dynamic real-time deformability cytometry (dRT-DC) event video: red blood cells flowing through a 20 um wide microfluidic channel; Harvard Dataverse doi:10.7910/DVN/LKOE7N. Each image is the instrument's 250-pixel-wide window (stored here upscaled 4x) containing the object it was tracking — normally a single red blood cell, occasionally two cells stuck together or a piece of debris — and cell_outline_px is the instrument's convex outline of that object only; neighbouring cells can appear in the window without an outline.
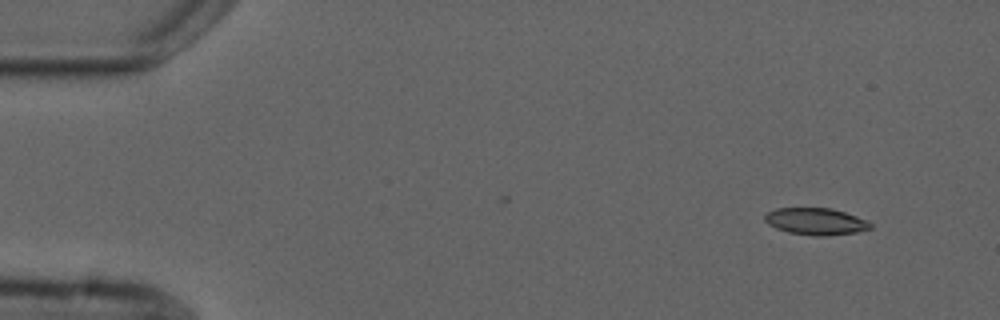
{"species": "common noctule bat (a hibernating species)", "species_latin": "Nyctalus noctula", "temperature_condition": "cold", "stored_images_in_passage": 9, "camera_frame_rate_fps": 3000, "um_per_image_px": 0.085, "animal": {"sex": "male", "forearm_length_mm": 52.5}, "frame": {"image": 1, "passage_image": 1, "time_ms": 0.0, "image_size_px": [1000, 320], "cell_outline_px": [[872, 228], [856, 232], [824, 236], [812, 236], [788, 232], [776, 228], [768, 224], [764, 220], [764, 216], [768, 212], [776, 208], [832, 208], [868, 220], [872, 224]], "centroid_in_image_um": [69.34, 18.82], "position_along_channel_um": 15.7, "area_um2": 16.59}}
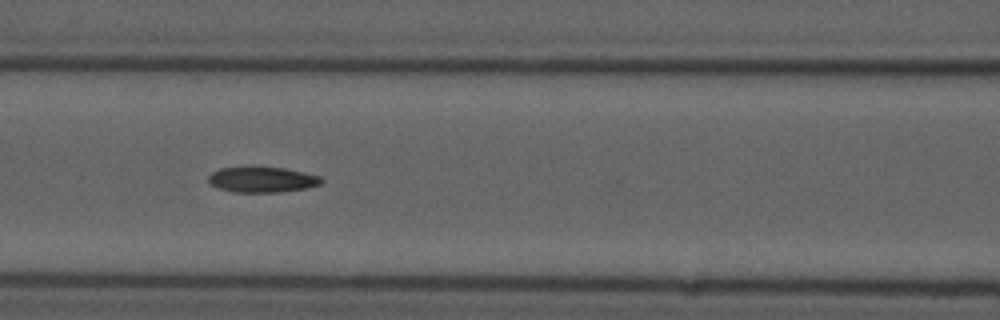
{"frame": {"image": 2, "passage_image": 6, "time_ms": 6.333, "image_size_px": [1000, 320], "cell_outline_px": [[324, 180], [320, 184], [308, 188], [284, 192], [232, 192], [220, 188], [212, 184], [208, 180], [208, 176], [212, 172], [220, 168], [284, 168], [304, 172], [320, 176]], "centroid_in_image_um": [22.33, 15.28], "position_along_channel_um": 144.3, "area_um2": 16.59}}
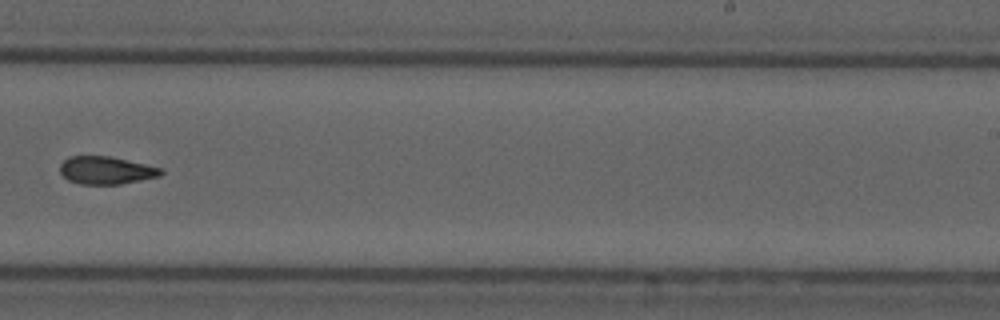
{"frame": {"image": 3, "passage_image": 9, "time_ms": 10.0, "image_size_px": [1000, 320], "cell_outline_px": [[164, 172], [160, 176], [120, 184], [80, 184], [68, 180], [60, 172], [60, 164], [68, 156], [112, 156], [164, 168]], "centroid_in_image_um": [9.05, 14.46], "position_along_channel_um": 280.0, "area_um2": 16.47}}